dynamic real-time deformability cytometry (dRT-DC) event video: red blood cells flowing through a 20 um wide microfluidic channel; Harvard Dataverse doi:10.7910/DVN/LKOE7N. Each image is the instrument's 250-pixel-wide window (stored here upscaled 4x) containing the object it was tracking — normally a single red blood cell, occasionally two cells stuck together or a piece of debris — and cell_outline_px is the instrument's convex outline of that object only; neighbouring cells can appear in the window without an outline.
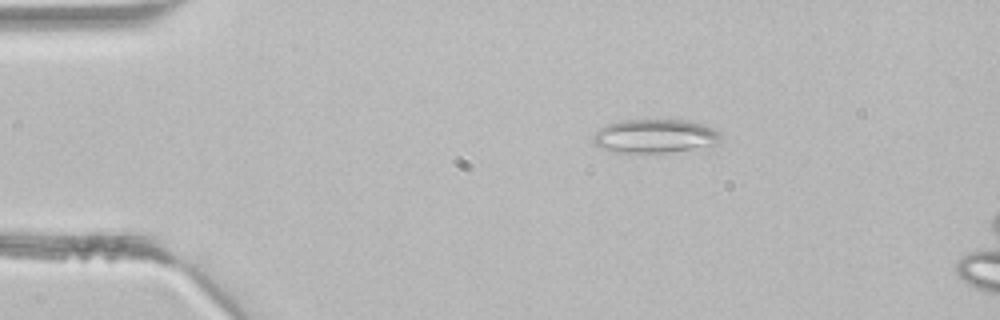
{"species": "common noctule bat (a hibernating species)", "species_latin": "Nyctalus noctula", "temperature_condition": "room temperature", "stored_images_in_passage": 5, "camera_frame_rate_fps": 3000, "um_per_image_px": 0.085, "animal": {"sex": "male", "body_mass_g": 21.5, "forearm_length_mm": 52.0}, "frame": {"image": 1, "passage_image": 3, "time_ms": 0.667, "image_size_px": [1000, 320], "cell_outline_px": [[720, 136], [712, 152], [612, 152], [600, 148], [592, 140], [592, 136], [600, 128], [608, 124], [620, 120], [692, 120], [704, 124], [720, 132]], "centroid_in_image_um": [55.81, 11.61], "position_along_channel_um": 29.2, "area_um2": 26.18}}